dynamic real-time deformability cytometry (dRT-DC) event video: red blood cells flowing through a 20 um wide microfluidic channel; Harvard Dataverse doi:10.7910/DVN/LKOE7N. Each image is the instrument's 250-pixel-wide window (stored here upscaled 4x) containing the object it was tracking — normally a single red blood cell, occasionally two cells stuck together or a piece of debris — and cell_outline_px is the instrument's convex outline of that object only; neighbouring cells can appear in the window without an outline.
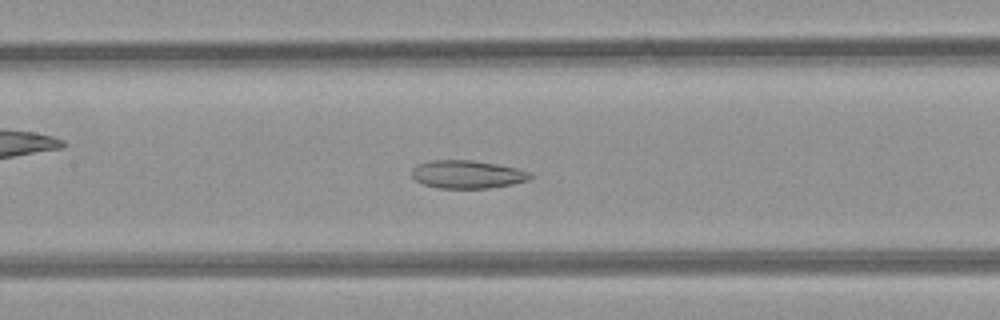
{"species": "common noctule bat (a hibernating species)", "species_latin": "Nyctalus noctula", "temperature_condition": "room temperature", "stored_images_in_passage": 39, "camera_frame_rate_fps": 3000, "um_per_image_px": 0.085, "animal": {"sex": "female", "body_mass_g": 21.9}, "frame": {"image": 1, "passage_image": 18, "time_ms": 5.667, "image_size_px": [1000, 320], "cell_outline_px": [[532, 176], [528, 180], [512, 184], [488, 188], [436, 188], [424, 184], [416, 180], [412, 176], [412, 168], [416, 164], [432, 160], [472, 160], [496, 164], [516, 168], [532, 172]], "centroid_in_image_um": [39.71, 14.82], "position_along_channel_um": 167.7, "area_um2": 19.36}}
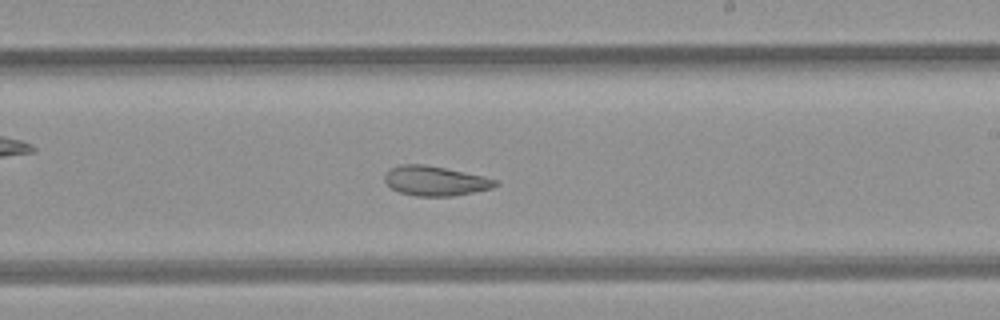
{"frame": {"image": 2, "passage_image": 24, "time_ms": 7.667, "image_size_px": [1000, 320], "cell_outline_px": [[500, 184], [492, 188], [452, 196], [416, 196], [400, 192], [392, 188], [384, 180], [384, 176], [388, 168], [400, 164], [424, 164], [484, 176], [496, 180]], "centroid_in_image_um": [36.97, 15.36], "position_along_channel_um": 252.0, "area_um2": 19.07}}
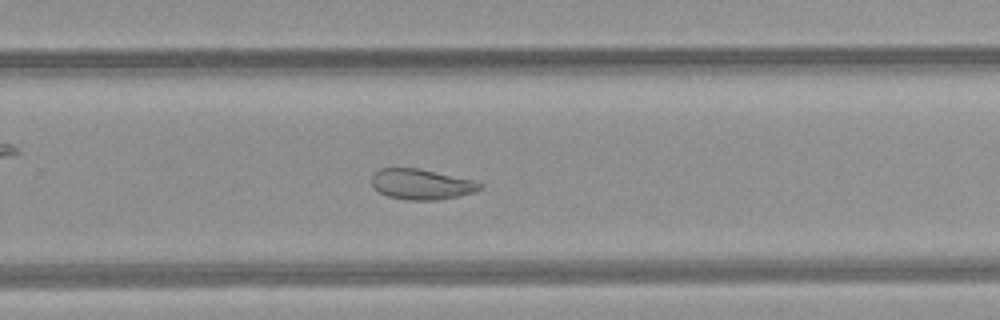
{"frame": {"image": 3, "passage_image": 27, "time_ms": 8.667, "image_size_px": [1000, 320], "cell_outline_px": [[484, 188], [472, 192], [456, 196], [436, 200], [408, 200], [388, 196], [380, 192], [372, 184], [372, 172], [380, 168], [420, 168], [472, 180], [484, 184]], "centroid_in_image_um": [35.81, 15.65], "position_along_channel_um": 294.0, "area_um2": 19.13}, "authors_computed_cell_mechanics": {"area_um2": 22.0218, "velocity_mm_per_s": 4.2384, "shape_relaxation_time_tau1_ms": null, "shape_relaxation_time_tau2_ms": 3.3747, "deformation_change_tau1": null, "deformation_change_tau2": 0.1004}}